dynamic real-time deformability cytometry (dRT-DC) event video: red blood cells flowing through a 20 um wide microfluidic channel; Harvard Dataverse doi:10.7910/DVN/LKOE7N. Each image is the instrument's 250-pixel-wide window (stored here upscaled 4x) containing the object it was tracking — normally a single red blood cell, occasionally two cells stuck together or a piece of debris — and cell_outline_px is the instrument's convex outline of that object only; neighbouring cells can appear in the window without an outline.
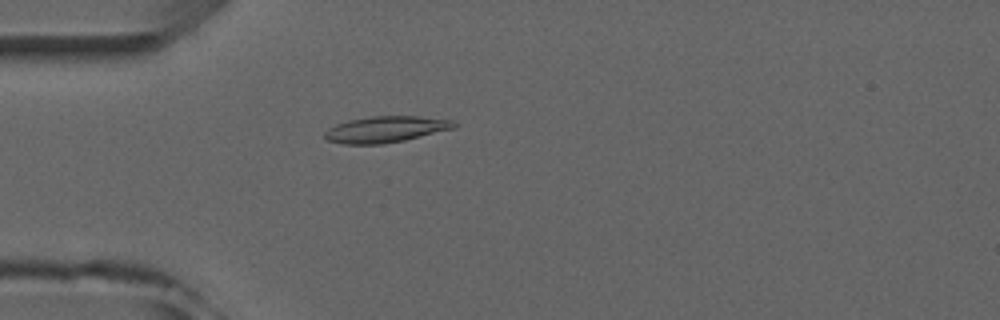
{"species": "common noctule bat (a hibernating species)", "species_latin": "Nyctalus noctula", "temperature_condition": "room temperature", "stored_images_in_passage": 1, "camera_frame_rate_fps": 3000, "um_per_image_px": 0.085, "animal": {"sex": "male", "forearm_length_mm": 52.5}, "frame": {"image": 1, "passage_image": 1, "time_ms": 0.0, "image_size_px": [1000, 320], "cell_outline_px": [[460, 124], [456, 128], [404, 140], [384, 144], [344, 144], [328, 140], [324, 136], [324, 132], [328, 128], [336, 124], [348, 120], [372, 116], [416, 116], [452, 120]], "centroid_in_image_um": [32.81, 10.99], "position_along_channel_um": 52.2, "area_um2": 19.83}}